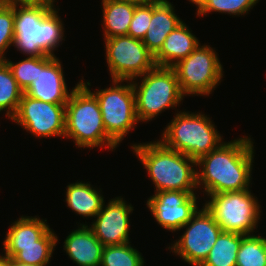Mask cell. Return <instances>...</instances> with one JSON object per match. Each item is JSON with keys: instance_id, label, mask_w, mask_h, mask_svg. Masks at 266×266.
Returning <instances> with one entry per match:
<instances>
[{"instance_id": "cell-1", "label": "cell", "mask_w": 266, "mask_h": 266, "mask_svg": "<svg viewBox=\"0 0 266 266\" xmlns=\"http://www.w3.org/2000/svg\"><path fill=\"white\" fill-rule=\"evenodd\" d=\"M251 136L221 143L196 161L197 187L203 195L251 188L254 144ZM251 183V184H250ZM201 186V187H200Z\"/></svg>"}, {"instance_id": "cell-2", "label": "cell", "mask_w": 266, "mask_h": 266, "mask_svg": "<svg viewBox=\"0 0 266 266\" xmlns=\"http://www.w3.org/2000/svg\"><path fill=\"white\" fill-rule=\"evenodd\" d=\"M130 147L152 180L154 192L198 191L197 167L194 159L166 147L158 139L135 143Z\"/></svg>"}, {"instance_id": "cell-3", "label": "cell", "mask_w": 266, "mask_h": 266, "mask_svg": "<svg viewBox=\"0 0 266 266\" xmlns=\"http://www.w3.org/2000/svg\"><path fill=\"white\" fill-rule=\"evenodd\" d=\"M60 10L44 6H14L13 47L30 57L53 56L64 35ZM64 37V38H63Z\"/></svg>"}, {"instance_id": "cell-4", "label": "cell", "mask_w": 266, "mask_h": 266, "mask_svg": "<svg viewBox=\"0 0 266 266\" xmlns=\"http://www.w3.org/2000/svg\"><path fill=\"white\" fill-rule=\"evenodd\" d=\"M89 86L90 81L81 78L68 98L64 139H72L80 149L104 146L113 151L119 146L107 135L98 100Z\"/></svg>"}, {"instance_id": "cell-5", "label": "cell", "mask_w": 266, "mask_h": 266, "mask_svg": "<svg viewBox=\"0 0 266 266\" xmlns=\"http://www.w3.org/2000/svg\"><path fill=\"white\" fill-rule=\"evenodd\" d=\"M222 138L210 117L185 109L177 110L158 140L166 147L197 161L223 143Z\"/></svg>"}, {"instance_id": "cell-6", "label": "cell", "mask_w": 266, "mask_h": 266, "mask_svg": "<svg viewBox=\"0 0 266 266\" xmlns=\"http://www.w3.org/2000/svg\"><path fill=\"white\" fill-rule=\"evenodd\" d=\"M139 78L141 82L137 81ZM131 81L139 122L152 121L163 111L170 108L176 109L175 107L181 105L185 98L175 70L171 67L155 66L152 70Z\"/></svg>"}, {"instance_id": "cell-7", "label": "cell", "mask_w": 266, "mask_h": 266, "mask_svg": "<svg viewBox=\"0 0 266 266\" xmlns=\"http://www.w3.org/2000/svg\"><path fill=\"white\" fill-rule=\"evenodd\" d=\"M202 204L222 231L252 235L258 228L261 205L251 189L207 195Z\"/></svg>"}, {"instance_id": "cell-8", "label": "cell", "mask_w": 266, "mask_h": 266, "mask_svg": "<svg viewBox=\"0 0 266 266\" xmlns=\"http://www.w3.org/2000/svg\"><path fill=\"white\" fill-rule=\"evenodd\" d=\"M105 89L91 91L98 100L107 135L117 144L139 123L131 80H112ZM124 82H126L124 84Z\"/></svg>"}, {"instance_id": "cell-9", "label": "cell", "mask_w": 266, "mask_h": 266, "mask_svg": "<svg viewBox=\"0 0 266 266\" xmlns=\"http://www.w3.org/2000/svg\"><path fill=\"white\" fill-rule=\"evenodd\" d=\"M172 68L185 96H209L224 76L223 66L215 48L201 43Z\"/></svg>"}, {"instance_id": "cell-10", "label": "cell", "mask_w": 266, "mask_h": 266, "mask_svg": "<svg viewBox=\"0 0 266 266\" xmlns=\"http://www.w3.org/2000/svg\"><path fill=\"white\" fill-rule=\"evenodd\" d=\"M104 44L111 80H132L156 66L154 55L142 40L122 35L105 38Z\"/></svg>"}, {"instance_id": "cell-11", "label": "cell", "mask_w": 266, "mask_h": 266, "mask_svg": "<svg viewBox=\"0 0 266 266\" xmlns=\"http://www.w3.org/2000/svg\"><path fill=\"white\" fill-rule=\"evenodd\" d=\"M183 228L185 231L179 239L166 248L189 265L201 266L222 229L204 206L181 227L182 230Z\"/></svg>"}, {"instance_id": "cell-12", "label": "cell", "mask_w": 266, "mask_h": 266, "mask_svg": "<svg viewBox=\"0 0 266 266\" xmlns=\"http://www.w3.org/2000/svg\"><path fill=\"white\" fill-rule=\"evenodd\" d=\"M65 105L44 102L23 93L18 110L10 120L31 136L64 138Z\"/></svg>"}, {"instance_id": "cell-13", "label": "cell", "mask_w": 266, "mask_h": 266, "mask_svg": "<svg viewBox=\"0 0 266 266\" xmlns=\"http://www.w3.org/2000/svg\"><path fill=\"white\" fill-rule=\"evenodd\" d=\"M196 192L159 191L146 200L157 224L170 232H177L200 209Z\"/></svg>"}, {"instance_id": "cell-14", "label": "cell", "mask_w": 266, "mask_h": 266, "mask_svg": "<svg viewBox=\"0 0 266 266\" xmlns=\"http://www.w3.org/2000/svg\"><path fill=\"white\" fill-rule=\"evenodd\" d=\"M107 205H102L99 213L89 227L95 237L104 246L123 245L131 242L129 238L130 215L134 211L131 203L122 196L108 200Z\"/></svg>"}, {"instance_id": "cell-15", "label": "cell", "mask_w": 266, "mask_h": 266, "mask_svg": "<svg viewBox=\"0 0 266 266\" xmlns=\"http://www.w3.org/2000/svg\"><path fill=\"white\" fill-rule=\"evenodd\" d=\"M61 63L56 56L38 57V75L24 93L44 102L66 104L75 87L68 90Z\"/></svg>"}, {"instance_id": "cell-16", "label": "cell", "mask_w": 266, "mask_h": 266, "mask_svg": "<svg viewBox=\"0 0 266 266\" xmlns=\"http://www.w3.org/2000/svg\"><path fill=\"white\" fill-rule=\"evenodd\" d=\"M77 227L64 240V252L78 266H100L104 245L86 223Z\"/></svg>"}, {"instance_id": "cell-17", "label": "cell", "mask_w": 266, "mask_h": 266, "mask_svg": "<svg viewBox=\"0 0 266 266\" xmlns=\"http://www.w3.org/2000/svg\"><path fill=\"white\" fill-rule=\"evenodd\" d=\"M174 7L168 0H152V17L142 42L153 55L160 50L169 33L183 22Z\"/></svg>"}, {"instance_id": "cell-18", "label": "cell", "mask_w": 266, "mask_h": 266, "mask_svg": "<svg viewBox=\"0 0 266 266\" xmlns=\"http://www.w3.org/2000/svg\"><path fill=\"white\" fill-rule=\"evenodd\" d=\"M191 28L183 21L166 37L160 50L154 55L156 66L173 67L191 54L200 44Z\"/></svg>"}, {"instance_id": "cell-19", "label": "cell", "mask_w": 266, "mask_h": 266, "mask_svg": "<svg viewBox=\"0 0 266 266\" xmlns=\"http://www.w3.org/2000/svg\"><path fill=\"white\" fill-rule=\"evenodd\" d=\"M58 242V236L49 228L38 239V245L3 246V255L25 265L48 266Z\"/></svg>"}, {"instance_id": "cell-20", "label": "cell", "mask_w": 266, "mask_h": 266, "mask_svg": "<svg viewBox=\"0 0 266 266\" xmlns=\"http://www.w3.org/2000/svg\"><path fill=\"white\" fill-rule=\"evenodd\" d=\"M65 195L67 207L83 218L95 217L105 201L101 188L93 187L90 182L70 183L67 185Z\"/></svg>"}, {"instance_id": "cell-21", "label": "cell", "mask_w": 266, "mask_h": 266, "mask_svg": "<svg viewBox=\"0 0 266 266\" xmlns=\"http://www.w3.org/2000/svg\"><path fill=\"white\" fill-rule=\"evenodd\" d=\"M39 216H20L10 224L2 246L38 245V239L50 228Z\"/></svg>"}, {"instance_id": "cell-22", "label": "cell", "mask_w": 266, "mask_h": 266, "mask_svg": "<svg viewBox=\"0 0 266 266\" xmlns=\"http://www.w3.org/2000/svg\"><path fill=\"white\" fill-rule=\"evenodd\" d=\"M101 5L104 39L127 35L136 5L114 0H102Z\"/></svg>"}, {"instance_id": "cell-23", "label": "cell", "mask_w": 266, "mask_h": 266, "mask_svg": "<svg viewBox=\"0 0 266 266\" xmlns=\"http://www.w3.org/2000/svg\"><path fill=\"white\" fill-rule=\"evenodd\" d=\"M244 236L222 231L201 266H236L237 253Z\"/></svg>"}, {"instance_id": "cell-24", "label": "cell", "mask_w": 266, "mask_h": 266, "mask_svg": "<svg viewBox=\"0 0 266 266\" xmlns=\"http://www.w3.org/2000/svg\"><path fill=\"white\" fill-rule=\"evenodd\" d=\"M24 91L18 86L4 60H0V113L11 119L17 112Z\"/></svg>"}, {"instance_id": "cell-25", "label": "cell", "mask_w": 266, "mask_h": 266, "mask_svg": "<svg viewBox=\"0 0 266 266\" xmlns=\"http://www.w3.org/2000/svg\"><path fill=\"white\" fill-rule=\"evenodd\" d=\"M196 5V15L207 16L208 13L218 12L235 16H244L258 3L257 0H189Z\"/></svg>"}, {"instance_id": "cell-26", "label": "cell", "mask_w": 266, "mask_h": 266, "mask_svg": "<svg viewBox=\"0 0 266 266\" xmlns=\"http://www.w3.org/2000/svg\"><path fill=\"white\" fill-rule=\"evenodd\" d=\"M236 266H266V237L245 235L237 253Z\"/></svg>"}, {"instance_id": "cell-27", "label": "cell", "mask_w": 266, "mask_h": 266, "mask_svg": "<svg viewBox=\"0 0 266 266\" xmlns=\"http://www.w3.org/2000/svg\"><path fill=\"white\" fill-rule=\"evenodd\" d=\"M130 243L104 246L100 266H144L142 253Z\"/></svg>"}, {"instance_id": "cell-28", "label": "cell", "mask_w": 266, "mask_h": 266, "mask_svg": "<svg viewBox=\"0 0 266 266\" xmlns=\"http://www.w3.org/2000/svg\"><path fill=\"white\" fill-rule=\"evenodd\" d=\"M10 59H4L8 64L14 79L18 83V86L25 91L33 80L38 75V57H30L22 59L19 62H12Z\"/></svg>"}, {"instance_id": "cell-29", "label": "cell", "mask_w": 266, "mask_h": 266, "mask_svg": "<svg viewBox=\"0 0 266 266\" xmlns=\"http://www.w3.org/2000/svg\"><path fill=\"white\" fill-rule=\"evenodd\" d=\"M14 42V5L0 4V60L6 59L5 52Z\"/></svg>"}, {"instance_id": "cell-30", "label": "cell", "mask_w": 266, "mask_h": 266, "mask_svg": "<svg viewBox=\"0 0 266 266\" xmlns=\"http://www.w3.org/2000/svg\"><path fill=\"white\" fill-rule=\"evenodd\" d=\"M152 17V0L145 4L136 5L128 30V36L143 40Z\"/></svg>"}, {"instance_id": "cell-31", "label": "cell", "mask_w": 266, "mask_h": 266, "mask_svg": "<svg viewBox=\"0 0 266 266\" xmlns=\"http://www.w3.org/2000/svg\"><path fill=\"white\" fill-rule=\"evenodd\" d=\"M55 0H4V3L14 6H44L49 8H55Z\"/></svg>"}, {"instance_id": "cell-32", "label": "cell", "mask_w": 266, "mask_h": 266, "mask_svg": "<svg viewBox=\"0 0 266 266\" xmlns=\"http://www.w3.org/2000/svg\"><path fill=\"white\" fill-rule=\"evenodd\" d=\"M114 1L126 2V3L133 4V5H141V4H145L149 2L150 0H114Z\"/></svg>"}, {"instance_id": "cell-33", "label": "cell", "mask_w": 266, "mask_h": 266, "mask_svg": "<svg viewBox=\"0 0 266 266\" xmlns=\"http://www.w3.org/2000/svg\"><path fill=\"white\" fill-rule=\"evenodd\" d=\"M8 266H31L15 262L13 259L8 258Z\"/></svg>"}, {"instance_id": "cell-34", "label": "cell", "mask_w": 266, "mask_h": 266, "mask_svg": "<svg viewBox=\"0 0 266 266\" xmlns=\"http://www.w3.org/2000/svg\"><path fill=\"white\" fill-rule=\"evenodd\" d=\"M0 266H8V258L0 254Z\"/></svg>"}]
</instances>
